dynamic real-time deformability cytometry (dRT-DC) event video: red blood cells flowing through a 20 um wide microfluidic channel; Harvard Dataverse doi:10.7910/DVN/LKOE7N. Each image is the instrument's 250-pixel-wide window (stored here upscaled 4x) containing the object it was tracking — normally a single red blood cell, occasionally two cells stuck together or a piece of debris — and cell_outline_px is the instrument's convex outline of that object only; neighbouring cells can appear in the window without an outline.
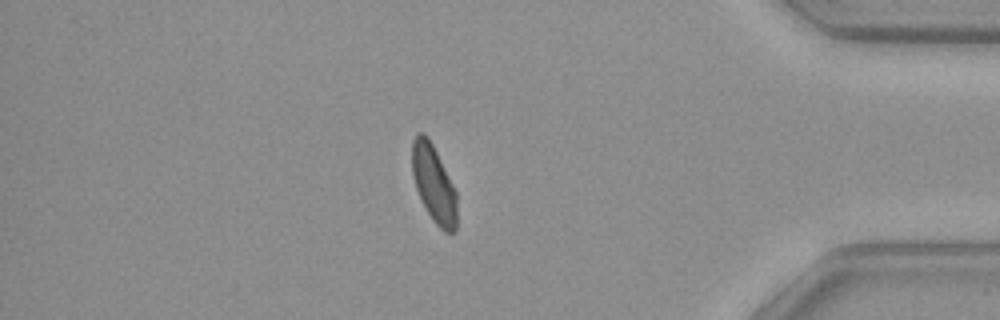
{"species": "common noctule bat (a hibernating species)", "species_latin": "Nyctalus noctula", "temperature_condition": "warm", "stored_images_in_passage": 53, "segment_of_instrument_passage": [2, 2], "camera_frame_rate_fps": 3000, "um_per_image_px": 0.085, "animal": {"sex": "female", "body_mass_g": 29.2, "forearm_length_mm": 56.3}, "frame": {"image": 1, "passage_image": 53, "time_ms": 17.333, "image_size_px": [1000, 320], "cell_outline_px": [[456, 232], [444, 232], [432, 220], [416, 188], [412, 176], [412, 140], [420, 132], [428, 136], [456, 192]], "centroid_in_image_um": [36.86, 15.64], "position_along_channel_um": 398.3, "area_um2": 19.77}}